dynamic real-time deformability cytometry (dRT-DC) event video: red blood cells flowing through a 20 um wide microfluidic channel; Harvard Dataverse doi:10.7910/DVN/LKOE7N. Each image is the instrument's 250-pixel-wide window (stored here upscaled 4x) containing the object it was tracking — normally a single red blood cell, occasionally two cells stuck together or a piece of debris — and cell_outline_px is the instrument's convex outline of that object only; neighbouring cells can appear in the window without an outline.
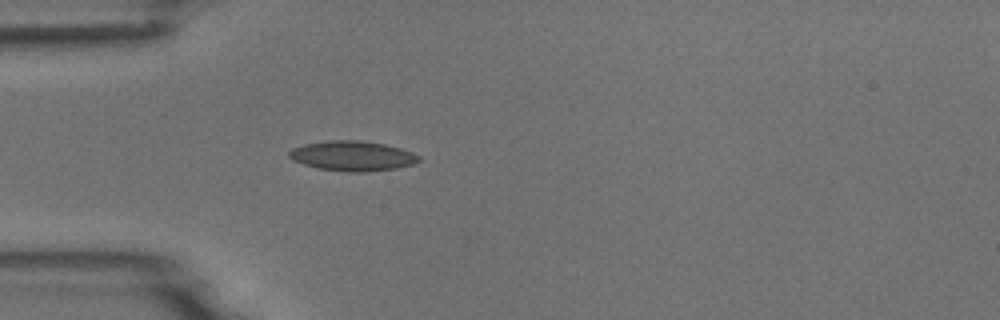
{"species": "common noctule bat (a hibernating species)", "species_latin": "Nyctalus noctula", "temperature_condition": "room temperature", "stored_images_in_passage": 1, "camera_frame_rate_fps": 3000, "um_per_image_px": 0.085, "animal": {"sex": "male", "body_mass_g": 18.8}, "frame": {"image": 1, "passage_image": 1, "time_ms": 0.0, "image_size_px": [1000, 320], "cell_outline_px": [[420, 160], [412, 164], [396, 168], [368, 172], [348, 172], [320, 168], [304, 164], [292, 160], [288, 156], [288, 152], [292, 148], [304, 144], [328, 140], [360, 140], [384, 144], [400, 148], [412, 152], [420, 156]], "centroid_in_image_um": [29.95, 13.25], "position_along_channel_um": 55.1, "area_um2": 22.6}}